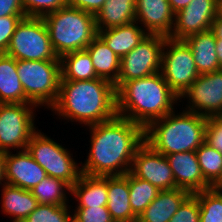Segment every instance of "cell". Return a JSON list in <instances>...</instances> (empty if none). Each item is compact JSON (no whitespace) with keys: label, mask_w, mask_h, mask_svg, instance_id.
Instances as JSON below:
<instances>
[{"label":"cell","mask_w":222,"mask_h":222,"mask_svg":"<svg viewBox=\"0 0 222 222\" xmlns=\"http://www.w3.org/2000/svg\"><path fill=\"white\" fill-rule=\"evenodd\" d=\"M185 96L190 100L187 111L217 117L222 113V69L199 75L180 99Z\"/></svg>","instance_id":"obj_12"},{"label":"cell","mask_w":222,"mask_h":222,"mask_svg":"<svg viewBox=\"0 0 222 222\" xmlns=\"http://www.w3.org/2000/svg\"><path fill=\"white\" fill-rule=\"evenodd\" d=\"M5 53L16 60H60L53 50L46 24L41 17L22 18Z\"/></svg>","instance_id":"obj_7"},{"label":"cell","mask_w":222,"mask_h":222,"mask_svg":"<svg viewBox=\"0 0 222 222\" xmlns=\"http://www.w3.org/2000/svg\"><path fill=\"white\" fill-rule=\"evenodd\" d=\"M160 72L179 98L199 77L191 48L184 40L165 39Z\"/></svg>","instance_id":"obj_9"},{"label":"cell","mask_w":222,"mask_h":222,"mask_svg":"<svg viewBox=\"0 0 222 222\" xmlns=\"http://www.w3.org/2000/svg\"><path fill=\"white\" fill-rule=\"evenodd\" d=\"M107 205L115 222H137L129 201V172L107 176Z\"/></svg>","instance_id":"obj_18"},{"label":"cell","mask_w":222,"mask_h":222,"mask_svg":"<svg viewBox=\"0 0 222 222\" xmlns=\"http://www.w3.org/2000/svg\"><path fill=\"white\" fill-rule=\"evenodd\" d=\"M68 205L38 204L37 208L22 222H72Z\"/></svg>","instance_id":"obj_32"},{"label":"cell","mask_w":222,"mask_h":222,"mask_svg":"<svg viewBox=\"0 0 222 222\" xmlns=\"http://www.w3.org/2000/svg\"><path fill=\"white\" fill-rule=\"evenodd\" d=\"M195 153L204 179L212 187L222 174V153L205 142L196 149Z\"/></svg>","instance_id":"obj_30"},{"label":"cell","mask_w":222,"mask_h":222,"mask_svg":"<svg viewBox=\"0 0 222 222\" xmlns=\"http://www.w3.org/2000/svg\"><path fill=\"white\" fill-rule=\"evenodd\" d=\"M91 150L81 173L91 176L125 175L145 142V129L127 118H114L89 126Z\"/></svg>","instance_id":"obj_1"},{"label":"cell","mask_w":222,"mask_h":222,"mask_svg":"<svg viewBox=\"0 0 222 222\" xmlns=\"http://www.w3.org/2000/svg\"><path fill=\"white\" fill-rule=\"evenodd\" d=\"M92 60L98 78L113 85L117 82L121 59L97 35L85 49Z\"/></svg>","instance_id":"obj_24"},{"label":"cell","mask_w":222,"mask_h":222,"mask_svg":"<svg viewBox=\"0 0 222 222\" xmlns=\"http://www.w3.org/2000/svg\"><path fill=\"white\" fill-rule=\"evenodd\" d=\"M138 23L134 21L127 25L97 30V35L121 59L148 35L145 29L137 26Z\"/></svg>","instance_id":"obj_20"},{"label":"cell","mask_w":222,"mask_h":222,"mask_svg":"<svg viewBox=\"0 0 222 222\" xmlns=\"http://www.w3.org/2000/svg\"><path fill=\"white\" fill-rule=\"evenodd\" d=\"M136 0H106L95 14L97 30H104L135 21Z\"/></svg>","instance_id":"obj_25"},{"label":"cell","mask_w":222,"mask_h":222,"mask_svg":"<svg viewBox=\"0 0 222 222\" xmlns=\"http://www.w3.org/2000/svg\"><path fill=\"white\" fill-rule=\"evenodd\" d=\"M26 15L0 17V53H5L16 26Z\"/></svg>","instance_id":"obj_36"},{"label":"cell","mask_w":222,"mask_h":222,"mask_svg":"<svg viewBox=\"0 0 222 222\" xmlns=\"http://www.w3.org/2000/svg\"><path fill=\"white\" fill-rule=\"evenodd\" d=\"M215 38L217 39L216 44H222V13L220 12L214 21L212 22L211 29H210Z\"/></svg>","instance_id":"obj_40"},{"label":"cell","mask_w":222,"mask_h":222,"mask_svg":"<svg viewBox=\"0 0 222 222\" xmlns=\"http://www.w3.org/2000/svg\"><path fill=\"white\" fill-rule=\"evenodd\" d=\"M26 150L48 176L61 179L70 187L78 181L81 168L71 158L70 152L41 132L32 134Z\"/></svg>","instance_id":"obj_8"},{"label":"cell","mask_w":222,"mask_h":222,"mask_svg":"<svg viewBox=\"0 0 222 222\" xmlns=\"http://www.w3.org/2000/svg\"><path fill=\"white\" fill-rule=\"evenodd\" d=\"M106 0H66L67 6L78 8L93 15L102 8Z\"/></svg>","instance_id":"obj_38"},{"label":"cell","mask_w":222,"mask_h":222,"mask_svg":"<svg viewBox=\"0 0 222 222\" xmlns=\"http://www.w3.org/2000/svg\"><path fill=\"white\" fill-rule=\"evenodd\" d=\"M184 41L191 48L199 75L220 70L216 54L217 39L211 30L188 36Z\"/></svg>","instance_id":"obj_21"},{"label":"cell","mask_w":222,"mask_h":222,"mask_svg":"<svg viewBox=\"0 0 222 222\" xmlns=\"http://www.w3.org/2000/svg\"><path fill=\"white\" fill-rule=\"evenodd\" d=\"M221 0H191L188 6L175 13L174 25L168 38L184 40L188 36L211 29L220 13Z\"/></svg>","instance_id":"obj_13"},{"label":"cell","mask_w":222,"mask_h":222,"mask_svg":"<svg viewBox=\"0 0 222 222\" xmlns=\"http://www.w3.org/2000/svg\"><path fill=\"white\" fill-rule=\"evenodd\" d=\"M4 182L6 183L5 180V152L0 151V184Z\"/></svg>","instance_id":"obj_42"},{"label":"cell","mask_w":222,"mask_h":222,"mask_svg":"<svg viewBox=\"0 0 222 222\" xmlns=\"http://www.w3.org/2000/svg\"><path fill=\"white\" fill-rule=\"evenodd\" d=\"M205 143L222 153V122L217 117L207 118Z\"/></svg>","instance_id":"obj_37"},{"label":"cell","mask_w":222,"mask_h":222,"mask_svg":"<svg viewBox=\"0 0 222 222\" xmlns=\"http://www.w3.org/2000/svg\"><path fill=\"white\" fill-rule=\"evenodd\" d=\"M25 15L28 17H44L67 5L66 0H21Z\"/></svg>","instance_id":"obj_33"},{"label":"cell","mask_w":222,"mask_h":222,"mask_svg":"<svg viewBox=\"0 0 222 222\" xmlns=\"http://www.w3.org/2000/svg\"><path fill=\"white\" fill-rule=\"evenodd\" d=\"M51 109L65 119L87 126L96 125L117 115L116 89L111 82L101 78L60 81L59 95Z\"/></svg>","instance_id":"obj_2"},{"label":"cell","mask_w":222,"mask_h":222,"mask_svg":"<svg viewBox=\"0 0 222 222\" xmlns=\"http://www.w3.org/2000/svg\"><path fill=\"white\" fill-rule=\"evenodd\" d=\"M212 188L222 191V174L220 179L212 186Z\"/></svg>","instance_id":"obj_44"},{"label":"cell","mask_w":222,"mask_h":222,"mask_svg":"<svg viewBox=\"0 0 222 222\" xmlns=\"http://www.w3.org/2000/svg\"><path fill=\"white\" fill-rule=\"evenodd\" d=\"M159 192L160 190L150 182L139 179L129 172V201L137 217L158 196Z\"/></svg>","instance_id":"obj_29"},{"label":"cell","mask_w":222,"mask_h":222,"mask_svg":"<svg viewBox=\"0 0 222 222\" xmlns=\"http://www.w3.org/2000/svg\"><path fill=\"white\" fill-rule=\"evenodd\" d=\"M25 15L21 0H0V17Z\"/></svg>","instance_id":"obj_39"},{"label":"cell","mask_w":222,"mask_h":222,"mask_svg":"<svg viewBox=\"0 0 222 222\" xmlns=\"http://www.w3.org/2000/svg\"><path fill=\"white\" fill-rule=\"evenodd\" d=\"M77 207H99L107 205V176H91L81 173L78 181L71 187ZM79 199V200H78Z\"/></svg>","instance_id":"obj_23"},{"label":"cell","mask_w":222,"mask_h":222,"mask_svg":"<svg viewBox=\"0 0 222 222\" xmlns=\"http://www.w3.org/2000/svg\"><path fill=\"white\" fill-rule=\"evenodd\" d=\"M31 106V107H30ZM34 104H0V151L26 149L34 127Z\"/></svg>","instance_id":"obj_11"},{"label":"cell","mask_w":222,"mask_h":222,"mask_svg":"<svg viewBox=\"0 0 222 222\" xmlns=\"http://www.w3.org/2000/svg\"><path fill=\"white\" fill-rule=\"evenodd\" d=\"M130 172L135 177L150 182L160 191L176 188L168 159L146 142L136 151Z\"/></svg>","instance_id":"obj_14"},{"label":"cell","mask_w":222,"mask_h":222,"mask_svg":"<svg viewBox=\"0 0 222 222\" xmlns=\"http://www.w3.org/2000/svg\"><path fill=\"white\" fill-rule=\"evenodd\" d=\"M17 73L30 103L50 108L55 104L61 79L60 60H17Z\"/></svg>","instance_id":"obj_6"},{"label":"cell","mask_w":222,"mask_h":222,"mask_svg":"<svg viewBox=\"0 0 222 222\" xmlns=\"http://www.w3.org/2000/svg\"><path fill=\"white\" fill-rule=\"evenodd\" d=\"M74 222H115L106 206L77 207Z\"/></svg>","instance_id":"obj_35"},{"label":"cell","mask_w":222,"mask_h":222,"mask_svg":"<svg viewBox=\"0 0 222 222\" xmlns=\"http://www.w3.org/2000/svg\"><path fill=\"white\" fill-rule=\"evenodd\" d=\"M174 13L188 6L191 0H168Z\"/></svg>","instance_id":"obj_41"},{"label":"cell","mask_w":222,"mask_h":222,"mask_svg":"<svg viewBox=\"0 0 222 222\" xmlns=\"http://www.w3.org/2000/svg\"><path fill=\"white\" fill-rule=\"evenodd\" d=\"M169 222H200L198 198L191 194L178 208Z\"/></svg>","instance_id":"obj_34"},{"label":"cell","mask_w":222,"mask_h":222,"mask_svg":"<svg viewBox=\"0 0 222 222\" xmlns=\"http://www.w3.org/2000/svg\"><path fill=\"white\" fill-rule=\"evenodd\" d=\"M220 12L222 13V0H221Z\"/></svg>","instance_id":"obj_46"},{"label":"cell","mask_w":222,"mask_h":222,"mask_svg":"<svg viewBox=\"0 0 222 222\" xmlns=\"http://www.w3.org/2000/svg\"><path fill=\"white\" fill-rule=\"evenodd\" d=\"M207 117L184 110L174 111L145 129V142L163 155L196 151L205 142Z\"/></svg>","instance_id":"obj_4"},{"label":"cell","mask_w":222,"mask_h":222,"mask_svg":"<svg viewBox=\"0 0 222 222\" xmlns=\"http://www.w3.org/2000/svg\"><path fill=\"white\" fill-rule=\"evenodd\" d=\"M42 18L59 58L70 52L85 50L97 36L95 15L78 8L66 5Z\"/></svg>","instance_id":"obj_5"},{"label":"cell","mask_w":222,"mask_h":222,"mask_svg":"<svg viewBox=\"0 0 222 222\" xmlns=\"http://www.w3.org/2000/svg\"><path fill=\"white\" fill-rule=\"evenodd\" d=\"M71 187L61 179L47 176L30 191L38 204L65 205L68 204L66 191Z\"/></svg>","instance_id":"obj_28"},{"label":"cell","mask_w":222,"mask_h":222,"mask_svg":"<svg viewBox=\"0 0 222 222\" xmlns=\"http://www.w3.org/2000/svg\"><path fill=\"white\" fill-rule=\"evenodd\" d=\"M2 209L7 215L13 216V222H22L38 206V202L30 190L9 184H2Z\"/></svg>","instance_id":"obj_26"},{"label":"cell","mask_w":222,"mask_h":222,"mask_svg":"<svg viewBox=\"0 0 222 222\" xmlns=\"http://www.w3.org/2000/svg\"><path fill=\"white\" fill-rule=\"evenodd\" d=\"M172 169L176 188L191 194L211 188L205 181L195 151L166 155Z\"/></svg>","instance_id":"obj_16"},{"label":"cell","mask_w":222,"mask_h":222,"mask_svg":"<svg viewBox=\"0 0 222 222\" xmlns=\"http://www.w3.org/2000/svg\"><path fill=\"white\" fill-rule=\"evenodd\" d=\"M32 104L25 92L17 73V60L6 53H0V104Z\"/></svg>","instance_id":"obj_22"},{"label":"cell","mask_w":222,"mask_h":222,"mask_svg":"<svg viewBox=\"0 0 222 222\" xmlns=\"http://www.w3.org/2000/svg\"><path fill=\"white\" fill-rule=\"evenodd\" d=\"M175 13L168 0H136L135 21L141 22L148 34L169 36Z\"/></svg>","instance_id":"obj_17"},{"label":"cell","mask_w":222,"mask_h":222,"mask_svg":"<svg viewBox=\"0 0 222 222\" xmlns=\"http://www.w3.org/2000/svg\"><path fill=\"white\" fill-rule=\"evenodd\" d=\"M60 81L93 80L98 78L89 53L78 50L64 54L60 58Z\"/></svg>","instance_id":"obj_27"},{"label":"cell","mask_w":222,"mask_h":222,"mask_svg":"<svg viewBox=\"0 0 222 222\" xmlns=\"http://www.w3.org/2000/svg\"><path fill=\"white\" fill-rule=\"evenodd\" d=\"M167 36L148 34L132 51L121 58L120 72L114 84L117 90L124 82L161 71L163 46Z\"/></svg>","instance_id":"obj_10"},{"label":"cell","mask_w":222,"mask_h":222,"mask_svg":"<svg viewBox=\"0 0 222 222\" xmlns=\"http://www.w3.org/2000/svg\"><path fill=\"white\" fill-rule=\"evenodd\" d=\"M216 54L219 61V67L222 69V44H216Z\"/></svg>","instance_id":"obj_43"},{"label":"cell","mask_w":222,"mask_h":222,"mask_svg":"<svg viewBox=\"0 0 222 222\" xmlns=\"http://www.w3.org/2000/svg\"><path fill=\"white\" fill-rule=\"evenodd\" d=\"M180 98L169 88L161 72L124 82L116 90L117 115L146 129L174 111Z\"/></svg>","instance_id":"obj_3"},{"label":"cell","mask_w":222,"mask_h":222,"mask_svg":"<svg viewBox=\"0 0 222 222\" xmlns=\"http://www.w3.org/2000/svg\"><path fill=\"white\" fill-rule=\"evenodd\" d=\"M200 207V222H222V191L209 188L194 193Z\"/></svg>","instance_id":"obj_31"},{"label":"cell","mask_w":222,"mask_h":222,"mask_svg":"<svg viewBox=\"0 0 222 222\" xmlns=\"http://www.w3.org/2000/svg\"><path fill=\"white\" fill-rule=\"evenodd\" d=\"M217 118L222 122V113L217 116Z\"/></svg>","instance_id":"obj_45"},{"label":"cell","mask_w":222,"mask_h":222,"mask_svg":"<svg viewBox=\"0 0 222 222\" xmlns=\"http://www.w3.org/2000/svg\"><path fill=\"white\" fill-rule=\"evenodd\" d=\"M47 176L45 170L26 149L17 154L5 153L6 184L31 190Z\"/></svg>","instance_id":"obj_15"},{"label":"cell","mask_w":222,"mask_h":222,"mask_svg":"<svg viewBox=\"0 0 222 222\" xmlns=\"http://www.w3.org/2000/svg\"><path fill=\"white\" fill-rule=\"evenodd\" d=\"M190 195V192L181 188L160 191L158 196L138 216L137 222H169Z\"/></svg>","instance_id":"obj_19"}]
</instances>
